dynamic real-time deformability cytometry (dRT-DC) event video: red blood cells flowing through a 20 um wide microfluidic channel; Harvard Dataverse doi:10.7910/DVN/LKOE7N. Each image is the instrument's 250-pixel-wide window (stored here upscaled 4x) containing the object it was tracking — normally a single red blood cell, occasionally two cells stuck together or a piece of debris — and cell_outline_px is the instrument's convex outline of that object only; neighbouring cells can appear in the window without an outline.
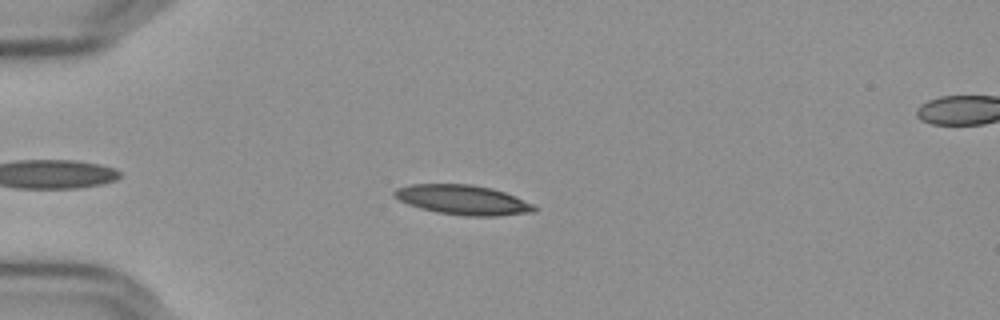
{"species": "Egyptian fruit bat (a non-hibernating species)", "species_latin": "Rousettus aegyptiacus", "temperature_condition": "cold", "stored_images_in_passage": 46, "camera_frame_rate_fps": 3000, "um_per_image_px": 0.085, "frame": {"image": 1, "passage_image": 9, "time_ms": 2.667, "image_size_px": [1000, 320], "cell_outline_px": [[540, 208], [536, 212], [496, 216], [464, 216], [436, 212], [420, 208], [408, 204], [392, 196], [392, 192], [396, 188], [408, 184], [472, 184], [492, 188], [516, 196]], "centroid_in_image_um": [39.35, 16.99], "position_along_channel_um": 45.7, "area_um2": 24.51}}
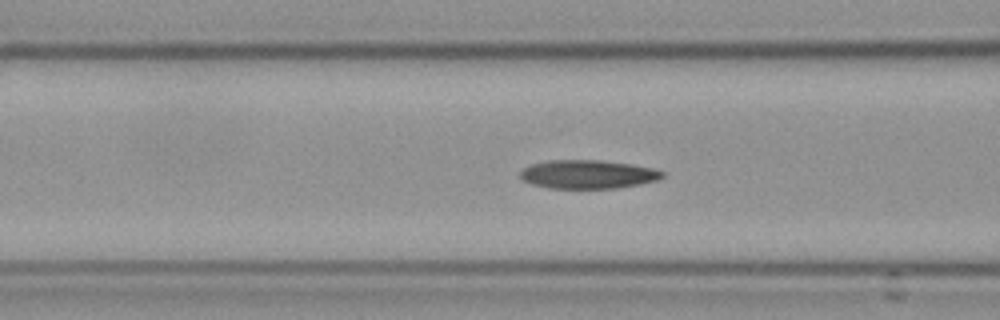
{"frame": {"image": 2, "passage_image": 17, "time_ms": 5.333, "image_size_px": [1000, 320], "cell_outline_px": [[664, 176], [656, 180], [640, 184], [616, 188], [548, 188], [532, 184], [524, 180], [520, 176], [520, 172], [524, 168], [532, 164], [548, 160], [600, 160], [632, 164], [656, 168], [664, 172]], "centroid_in_image_um": [49.99, 14.81], "position_along_channel_um": 116.6, "area_um2": 23.7}}
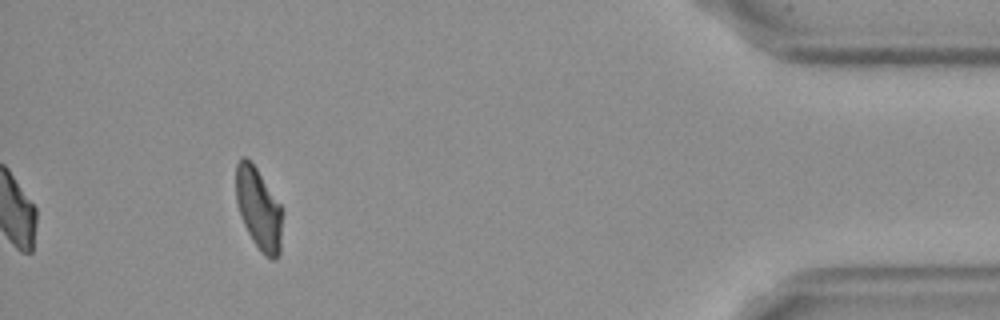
{"frame": {"image": 3, "passage_image": 46, "time_ms": 15.0, "image_size_px": [1000, 320], "cell_outline_px": [[284, 212], [280, 256], [276, 260], [272, 260], [264, 256], [252, 240], [240, 216], [236, 200], [236, 164], [244, 156], [256, 168], [280, 204]], "centroid_in_image_um": [22.03, 17.83], "position_along_channel_um": 413.2, "area_um2": 22.37}, "authors_computed_cell_mechanics": {"area_um2": 23.5246, "velocity_mm_per_s": 3.6275, "shape_relaxation_time_tau1_ms": null, "shape_relaxation_time_tau2_ms": 3.6183, "deformation_change_tau1": null, "deformation_change_tau2": 0.1086}}